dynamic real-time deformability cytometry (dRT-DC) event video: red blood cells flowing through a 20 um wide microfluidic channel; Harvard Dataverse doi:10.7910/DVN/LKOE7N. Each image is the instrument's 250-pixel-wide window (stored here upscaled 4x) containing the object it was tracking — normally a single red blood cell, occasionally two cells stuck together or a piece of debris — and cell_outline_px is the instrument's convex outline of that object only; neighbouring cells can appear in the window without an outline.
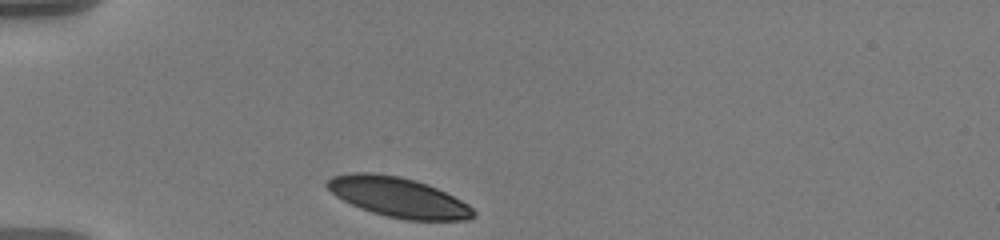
{"species": "human", "species_latin": "Homo sapiens", "temperature_condition": "warm", "stored_images_in_passage": 34, "camera_frame_rate_fps": 3000, "um_per_image_px": 0.085, "donor": {"sex": "male"}, "frame": {"image": 1, "passage_image": 1, "time_ms": 0.0, "image_size_px": [1000, 240], "cell_outline_px": [[476, 216], [468, 220], [404, 220], [372, 212], [360, 208], [336, 196], [324, 184], [332, 176], [352, 172], [372, 172], [400, 176], [416, 180], [428, 184], [468, 204], [476, 212]], "centroid_in_image_um": [33.85, 16.76], "position_along_channel_um": 51.1, "area_um2": 33.93}}
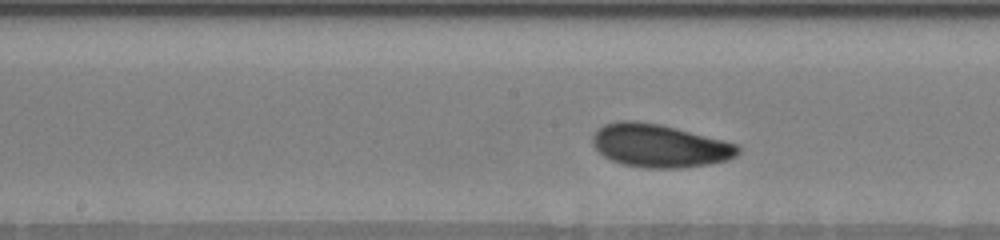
{"frame": {"image": 2, "passage_image": 15, "time_ms": 4.667, "image_size_px": [1000, 240], "cell_outline_px": [[740, 152], [736, 156], [728, 160], [708, 164], [684, 168], [644, 168], [624, 164], [612, 160], [604, 156], [592, 144], [592, 136], [604, 124], [616, 120], [636, 120], [660, 124], [724, 140], [736, 144], [740, 148]], "centroid_in_image_um": [56.07, 12.38], "position_along_channel_um": 192.1, "area_um2": 36.59}}
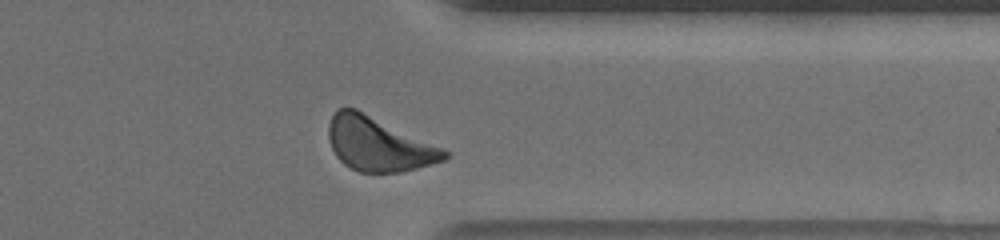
{"frame": {"image": 3, "passage_image": 31, "time_ms": 10.0, "image_size_px": [1000, 240], "cell_outline_px": [[452, 156], [444, 160], [416, 168], [400, 172], [360, 172], [344, 164], [336, 156], [332, 148], [328, 136], [328, 124], [336, 108], [356, 108], [444, 148], [452, 152]], "centroid_in_image_um": [32.2, 12.24], "position_along_channel_um": 379.2, "area_um2": 36.47}, "authors_computed_cell_mechanics": {"area_um2": 35.7204, "velocity_mm_per_s": 3.529, "shape_relaxation_time_tau1_ms": 1.8913, "shape_relaxation_time_tau2_ms": null, "deformation_change_tau1": 0.0858, "deformation_change_tau2": null}}